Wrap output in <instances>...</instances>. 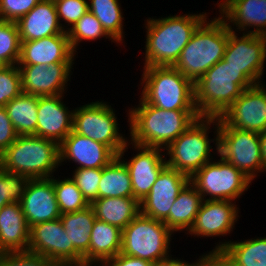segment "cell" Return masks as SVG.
<instances>
[{"label":"cell","instance_id":"obj_1","mask_svg":"<svg viewBox=\"0 0 266 266\" xmlns=\"http://www.w3.org/2000/svg\"><path fill=\"white\" fill-rule=\"evenodd\" d=\"M139 102L128 113L130 144L166 149L200 117L197 110H164L142 98Z\"/></svg>","mask_w":266,"mask_h":266},{"label":"cell","instance_id":"obj_2","mask_svg":"<svg viewBox=\"0 0 266 266\" xmlns=\"http://www.w3.org/2000/svg\"><path fill=\"white\" fill-rule=\"evenodd\" d=\"M203 14L148 18L146 21L145 63L148 66H174L183 48L197 27L205 20Z\"/></svg>","mask_w":266,"mask_h":266},{"label":"cell","instance_id":"obj_3","mask_svg":"<svg viewBox=\"0 0 266 266\" xmlns=\"http://www.w3.org/2000/svg\"><path fill=\"white\" fill-rule=\"evenodd\" d=\"M254 85L239 69L221 59L194 83L198 114L200 117H220L243 90Z\"/></svg>","mask_w":266,"mask_h":266},{"label":"cell","instance_id":"obj_4","mask_svg":"<svg viewBox=\"0 0 266 266\" xmlns=\"http://www.w3.org/2000/svg\"><path fill=\"white\" fill-rule=\"evenodd\" d=\"M228 36L229 27L220 16L209 21L205 19L183 48L174 67L196 83L207 70L223 59Z\"/></svg>","mask_w":266,"mask_h":266},{"label":"cell","instance_id":"obj_5","mask_svg":"<svg viewBox=\"0 0 266 266\" xmlns=\"http://www.w3.org/2000/svg\"><path fill=\"white\" fill-rule=\"evenodd\" d=\"M58 166L59 144L36 135H19L0 155L2 169L30 179L51 178Z\"/></svg>","mask_w":266,"mask_h":266},{"label":"cell","instance_id":"obj_6","mask_svg":"<svg viewBox=\"0 0 266 266\" xmlns=\"http://www.w3.org/2000/svg\"><path fill=\"white\" fill-rule=\"evenodd\" d=\"M143 69L141 98L146 103L164 110H197L194 83L174 66Z\"/></svg>","mask_w":266,"mask_h":266},{"label":"cell","instance_id":"obj_7","mask_svg":"<svg viewBox=\"0 0 266 266\" xmlns=\"http://www.w3.org/2000/svg\"><path fill=\"white\" fill-rule=\"evenodd\" d=\"M214 123V124H213ZM211 124L215 125L216 139L208 138V131ZM218 117H199L196 119L176 140H174L166 149L167 166L180 171L191 177L196 171L200 170L206 163L211 161L210 142H216L219 130ZM211 157V158H210Z\"/></svg>","mask_w":266,"mask_h":266},{"label":"cell","instance_id":"obj_8","mask_svg":"<svg viewBox=\"0 0 266 266\" xmlns=\"http://www.w3.org/2000/svg\"><path fill=\"white\" fill-rule=\"evenodd\" d=\"M172 233L163 221L139 213L122 230L121 253L154 263L169 256Z\"/></svg>","mask_w":266,"mask_h":266},{"label":"cell","instance_id":"obj_9","mask_svg":"<svg viewBox=\"0 0 266 266\" xmlns=\"http://www.w3.org/2000/svg\"><path fill=\"white\" fill-rule=\"evenodd\" d=\"M217 154L239 169L251 181L257 173L266 171L261 158L260 137L257 132L239 130L218 117Z\"/></svg>","mask_w":266,"mask_h":266},{"label":"cell","instance_id":"obj_10","mask_svg":"<svg viewBox=\"0 0 266 266\" xmlns=\"http://www.w3.org/2000/svg\"><path fill=\"white\" fill-rule=\"evenodd\" d=\"M251 180L231 163L223 160L206 163L190 177V183L207 200L235 201L249 188Z\"/></svg>","mask_w":266,"mask_h":266},{"label":"cell","instance_id":"obj_11","mask_svg":"<svg viewBox=\"0 0 266 266\" xmlns=\"http://www.w3.org/2000/svg\"><path fill=\"white\" fill-rule=\"evenodd\" d=\"M117 117L107 102H91L74 109L73 131L107 145L116 155L128 142L119 133Z\"/></svg>","mask_w":266,"mask_h":266},{"label":"cell","instance_id":"obj_12","mask_svg":"<svg viewBox=\"0 0 266 266\" xmlns=\"http://www.w3.org/2000/svg\"><path fill=\"white\" fill-rule=\"evenodd\" d=\"M227 25L229 36L223 59L239 69L255 85L261 84L266 60V36L243 33L238 37L232 25Z\"/></svg>","mask_w":266,"mask_h":266},{"label":"cell","instance_id":"obj_13","mask_svg":"<svg viewBox=\"0 0 266 266\" xmlns=\"http://www.w3.org/2000/svg\"><path fill=\"white\" fill-rule=\"evenodd\" d=\"M219 118L239 130L257 133L266 130V85L261 83L243 90Z\"/></svg>","mask_w":266,"mask_h":266},{"label":"cell","instance_id":"obj_14","mask_svg":"<svg viewBox=\"0 0 266 266\" xmlns=\"http://www.w3.org/2000/svg\"><path fill=\"white\" fill-rule=\"evenodd\" d=\"M189 182V176L166 165L140 202V213L164 222L177 196Z\"/></svg>","mask_w":266,"mask_h":266},{"label":"cell","instance_id":"obj_15","mask_svg":"<svg viewBox=\"0 0 266 266\" xmlns=\"http://www.w3.org/2000/svg\"><path fill=\"white\" fill-rule=\"evenodd\" d=\"M129 143L127 142L125 144V147L117 156L128 168L132 183L133 198L141 202L150 192L161 170L167 165L166 159L164 158L165 153L163 155L161 154L162 150L164 152V149L161 148L132 144L137 149V154L133 158H130L129 161H125L122 157L128 149L127 146L130 145Z\"/></svg>","mask_w":266,"mask_h":266},{"label":"cell","instance_id":"obj_16","mask_svg":"<svg viewBox=\"0 0 266 266\" xmlns=\"http://www.w3.org/2000/svg\"><path fill=\"white\" fill-rule=\"evenodd\" d=\"M74 63L18 65L22 92L34 96L61 95L66 90Z\"/></svg>","mask_w":266,"mask_h":266},{"label":"cell","instance_id":"obj_17","mask_svg":"<svg viewBox=\"0 0 266 266\" xmlns=\"http://www.w3.org/2000/svg\"><path fill=\"white\" fill-rule=\"evenodd\" d=\"M20 204L29 227L59 219L61 212L56 200L53 176L30 179Z\"/></svg>","mask_w":266,"mask_h":266},{"label":"cell","instance_id":"obj_18","mask_svg":"<svg viewBox=\"0 0 266 266\" xmlns=\"http://www.w3.org/2000/svg\"><path fill=\"white\" fill-rule=\"evenodd\" d=\"M238 209L233 201L203 200L188 234L194 237L225 236L238 220Z\"/></svg>","mask_w":266,"mask_h":266},{"label":"cell","instance_id":"obj_19","mask_svg":"<svg viewBox=\"0 0 266 266\" xmlns=\"http://www.w3.org/2000/svg\"><path fill=\"white\" fill-rule=\"evenodd\" d=\"M28 251L46 257L53 264L69 263V238L60 218L30 227Z\"/></svg>","mask_w":266,"mask_h":266},{"label":"cell","instance_id":"obj_20","mask_svg":"<svg viewBox=\"0 0 266 266\" xmlns=\"http://www.w3.org/2000/svg\"><path fill=\"white\" fill-rule=\"evenodd\" d=\"M60 166L66 160L77 163L76 168H103L117 155L107 146L73 130L59 144Z\"/></svg>","mask_w":266,"mask_h":266},{"label":"cell","instance_id":"obj_21","mask_svg":"<svg viewBox=\"0 0 266 266\" xmlns=\"http://www.w3.org/2000/svg\"><path fill=\"white\" fill-rule=\"evenodd\" d=\"M74 54L68 33L65 32L37 40L21 41L18 65L74 63Z\"/></svg>","mask_w":266,"mask_h":266},{"label":"cell","instance_id":"obj_22","mask_svg":"<svg viewBox=\"0 0 266 266\" xmlns=\"http://www.w3.org/2000/svg\"><path fill=\"white\" fill-rule=\"evenodd\" d=\"M63 94L39 96L37 136L60 144L73 130L74 110H68L62 102Z\"/></svg>","mask_w":266,"mask_h":266},{"label":"cell","instance_id":"obj_23","mask_svg":"<svg viewBox=\"0 0 266 266\" xmlns=\"http://www.w3.org/2000/svg\"><path fill=\"white\" fill-rule=\"evenodd\" d=\"M218 4L226 24L232 23L239 31L253 27L244 33L266 36V0H223Z\"/></svg>","mask_w":266,"mask_h":266},{"label":"cell","instance_id":"obj_24","mask_svg":"<svg viewBox=\"0 0 266 266\" xmlns=\"http://www.w3.org/2000/svg\"><path fill=\"white\" fill-rule=\"evenodd\" d=\"M16 23L20 41H32L67 32V27L64 28L59 22L54 0H41Z\"/></svg>","mask_w":266,"mask_h":266},{"label":"cell","instance_id":"obj_25","mask_svg":"<svg viewBox=\"0 0 266 266\" xmlns=\"http://www.w3.org/2000/svg\"><path fill=\"white\" fill-rule=\"evenodd\" d=\"M95 219L91 205L79 211L61 214L60 220L69 238V263L88 264L90 234Z\"/></svg>","mask_w":266,"mask_h":266},{"label":"cell","instance_id":"obj_26","mask_svg":"<svg viewBox=\"0 0 266 266\" xmlns=\"http://www.w3.org/2000/svg\"><path fill=\"white\" fill-rule=\"evenodd\" d=\"M30 227L20 203L0 209V253L28 251Z\"/></svg>","mask_w":266,"mask_h":266},{"label":"cell","instance_id":"obj_27","mask_svg":"<svg viewBox=\"0 0 266 266\" xmlns=\"http://www.w3.org/2000/svg\"><path fill=\"white\" fill-rule=\"evenodd\" d=\"M210 252H220L229 266H266V237L220 242Z\"/></svg>","mask_w":266,"mask_h":266},{"label":"cell","instance_id":"obj_28","mask_svg":"<svg viewBox=\"0 0 266 266\" xmlns=\"http://www.w3.org/2000/svg\"><path fill=\"white\" fill-rule=\"evenodd\" d=\"M90 235L88 264H102L121 252L122 230L118 227L95 219Z\"/></svg>","mask_w":266,"mask_h":266},{"label":"cell","instance_id":"obj_29","mask_svg":"<svg viewBox=\"0 0 266 266\" xmlns=\"http://www.w3.org/2000/svg\"><path fill=\"white\" fill-rule=\"evenodd\" d=\"M98 220L123 230L139 213L140 202L136 198L106 197L90 204Z\"/></svg>","mask_w":266,"mask_h":266},{"label":"cell","instance_id":"obj_30","mask_svg":"<svg viewBox=\"0 0 266 266\" xmlns=\"http://www.w3.org/2000/svg\"><path fill=\"white\" fill-rule=\"evenodd\" d=\"M203 202V197L189 182L177 196L164 224L174 233L189 231Z\"/></svg>","mask_w":266,"mask_h":266},{"label":"cell","instance_id":"obj_31","mask_svg":"<svg viewBox=\"0 0 266 266\" xmlns=\"http://www.w3.org/2000/svg\"><path fill=\"white\" fill-rule=\"evenodd\" d=\"M39 96L21 93L4 108L18 135H36Z\"/></svg>","mask_w":266,"mask_h":266},{"label":"cell","instance_id":"obj_32","mask_svg":"<svg viewBox=\"0 0 266 266\" xmlns=\"http://www.w3.org/2000/svg\"><path fill=\"white\" fill-rule=\"evenodd\" d=\"M106 197L133 198V189L128 168L118 156L102 168L98 199Z\"/></svg>","mask_w":266,"mask_h":266},{"label":"cell","instance_id":"obj_33","mask_svg":"<svg viewBox=\"0 0 266 266\" xmlns=\"http://www.w3.org/2000/svg\"><path fill=\"white\" fill-rule=\"evenodd\" d=\"M89 11L100 21L106 33L119 44L123 40V13L118 0H90Z\"/></svg>","mask_w":266,"mask_h":266},{"label":"cell","instance_id":"obj_34","mask_svg":"<svg viewBox=\"0 0 266 266\" xmlns=\"http://www.w3.org/2000/svg\"><path fill=\"white\" fill-rule=\"evenodd\" d=\"M54 178V191L61 214L79 211L90 206L71 177L64 180Z\"/></svg>","mask_w":266,"mask_h":266},{"label":"cell","instance_id":"obj_35","mask_svg":"<svg viewBox=\"0 0 266 266\" xmlns=\"http://www.w3.org/2000/svg\"><path fill=\"white\" fill-rule=\"evenodd\" d=\"M20 48L17 23L0 20V65H18Z\"/></svg>","mask_w":266,"mask_h":266},{"label":"cell","instance_id":"obj_36","mask_svg":"<svg viewBox=\"0 0 266 266\" xmlns=\"http://www.w3.org/2000/svg\"><path fill=\"white\" fill-rule=\"evenodd\" d=\"M71 47L76 53L77 46L82 40H97L100 37L110 38L100 21L90 12H86L72 28H67Z\"/></svg>","mask_w":266,"mask_h":266},{"label":"cell","instance_id":"obj_37","mask_svg":"<svg viewBox=\"0 0 266 266\" xmlns=\"http://www.w3.org/2000/svg\"><path fill=\"white\" fill-rule=\"evenodd\" d=\"M30 178L0 167V209L12 203H20Z\"/></svg>","mask_w":266,"mask_h":266},{"label":"cell","instance_id":"obj_38","mask_svg":"<svg viewBox=\"0 0 266 266\" xmlns=\"http://www.w3.org/2000/svg\"><path fill=\"white\" fill-rule=\"evenodd\" d=\"M22 93L21 73L18 65L0 67V107Z\"/></svg>","mask_w":266,"mask_h":266},{"label":"cell","instance_id":"obj_39","mask_svg":"<svg viewBox=\"0 0 266 266\" xmlns=\"http://www.w3.org/2000/svg\"><path fill=\"white\" fill-rule=\"evenodd\" d=\"M73 172L71 179L76 183L86 200L91 204L95 199H98L102 168H76Z\"/></svg>","mask_w":266,"mask_h":266},{"label":"cell","instance_id":"obj_40","mask_svg":"<svg viewBox=\"0 0 266 266\" xmlns=\"http://www.w3.org/2000/svg\"><path fill=\"white\" fill-rule=\"evenodd\" d=\"M54 3L59 22L62 20L68 23V26L71 24V28L89 11V3L86 0H54Z\"/></svg>","mask_w":266,"mask_h":266},{"label":"cell","instance_id":"obj_41","mask_svg":"<svg viewBox=\"0 0 266 266\" xmlns=\"http://www.w3.org/2000/svg\"><path fill=\"white\" fill-rule=\"evenodd\" d=\"M44 256L29 251L0 253V266H52Z\"/></svg>","mask_w":266,"mask_h":266},{"label":"cell","instance_id":"obj_42","mask_svg":"<svg viewBox=\"0 0 266 266\" xmlns=\"http://www.w3.org/2000/svg\"><path fill=\"white\" fill-rule=\"evenodd\" d=\"M41 0H0V20L17 22Z\"/></svg>","mask_w":266,"mask_h":266},{"label":"cell","instance_id":"obj_43","mask_svg":"<svg viewBox=\"0 0 266 266\" xmlns=\"http://www.w3.org/2000/svg\"><path fill=\"white\" fill-rule=\"evenodd\" d=\"M17 134L4 107H0V155L16 140Z\"/></svg>","mask_w":266,"mask_h":266},{"label":"cell","instance_id":"obj_44","mask_svg":"<svg viewBox=\"0 0 266 266\" xmlns=\"http://www.w3.org/2000/svg\"><path fill=\"white\" fill-rule=\"evenodd\" d=\"M152 263L140 258H135L122 254L121 252L115 257L100 264L99 266H151Z\"/></svg>","mask_w":266,"mask_h":266},{"label":"cell","instance_id":"obj_45","mask_svg":"<svg viewBox=\"0 0 266 266\" xmlns=\"http://www.w3.org/2000/svg\"><path fill=\"white\" fill-rule=\"evenodd\" d=\"M190 266H229L227 259L220 252H209Z\"/></svg>","mask_w":266,"mask_h":266},{"label":"cell","instance_id":"obj_46","mask_svg":"<svg viewBox=\"0 0 266 266\" xmlns=\"http://www.w3.org/2000/svg\"><path fill=\"white\" fill-rule=\"evenodd\" d=\"M171 256H168L164 259H160L154 263H152L151 266H190L189 262H186L185 260L180 259H174L170 258Z\"/></svg>","mask_w":266,"mask_h":266},{"label":"cell","instance_id":"obj_47","mask_svg":"<svg viewBox=\"0 0 266 266\" xmlns=\"http://www.w3.org/2000/svg\"><path fill=\"white\" fill-rule=\"evenodd\" d=\"M258 134L260 137L261 158L266 168V130Z\"/></svg>","mask_w":266,"mask_h":266},{"label":"cell","instance_id":"obj_48","mask_svg":"<svg viewBox=\"0 0 266 266\" xmlns=\"http://www.w3.org/2000/svg\"><path fill=\"white\" fill-rule=\"evenodd\" d=\"M52 266H92V264H87L85 262H82V263L53 264Z\"/></svg>","mask_w":266,"mask_h":266}]
</instances>
